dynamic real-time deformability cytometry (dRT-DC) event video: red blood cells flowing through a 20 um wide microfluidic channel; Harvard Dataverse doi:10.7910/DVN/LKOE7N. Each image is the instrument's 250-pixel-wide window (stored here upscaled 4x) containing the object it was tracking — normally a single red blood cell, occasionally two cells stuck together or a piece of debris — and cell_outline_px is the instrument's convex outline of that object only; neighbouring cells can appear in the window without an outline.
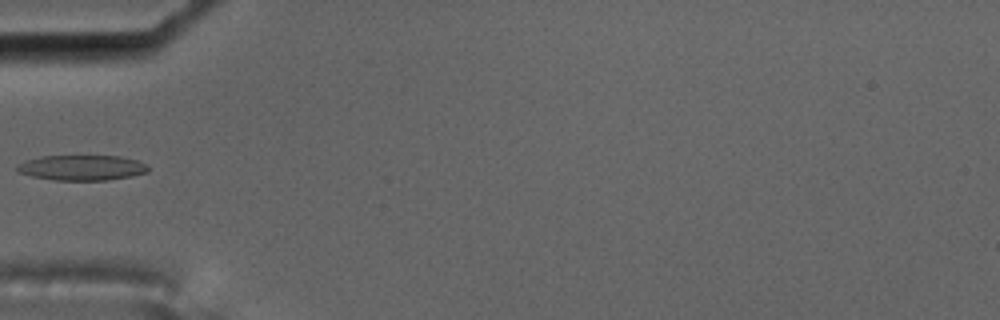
{"species": "common noctule bat (a hibernating species)", "species_latin": "Nyctalus noctula", "temperature_condition": "cold", "stored_images_in_passage": 11, "camera_frame_rate_fps": 3000, "um_per_image_px": 0.085, "animal": {"sex": "male", "body_mass_g": 17.5, "forearm_length_mm": 52.3}, "frame": {"image": 1, "passage_image": 5, "time_ms": 1.333, "image_size_px": [1000, 320], "cell_outline_px": [[148, 172], [132, 176], [108, 180], [56, 180], [32, 176], [20, 172], [16, 168], [24, 160], [40, 156], [120, 156], [136, 160], [148, 164]], "centroid_in_image_um": [6.99, 14.25], "position_along_channel_um": 78.0, "area_um2": 19.25}}